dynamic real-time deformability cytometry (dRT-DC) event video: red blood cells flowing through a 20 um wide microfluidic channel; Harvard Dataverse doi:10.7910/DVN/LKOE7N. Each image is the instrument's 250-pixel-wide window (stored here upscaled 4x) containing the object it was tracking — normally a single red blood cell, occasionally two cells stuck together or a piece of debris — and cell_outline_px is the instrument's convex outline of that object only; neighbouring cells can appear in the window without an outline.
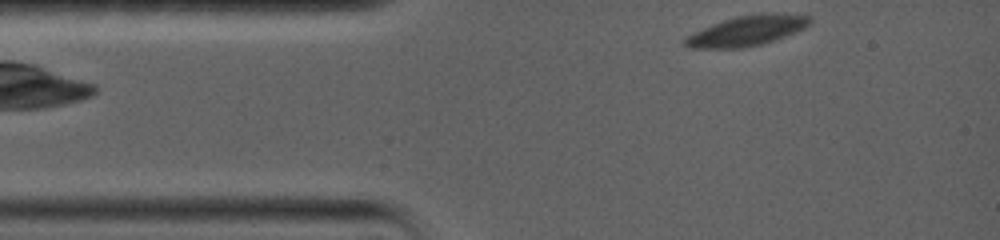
{"species": "common noctule bat (a hibernating species)", "species_latin": "Nyctalus noctula", "temperature_condition": "warm", "stored_images_in_passage": 38, "camera_frame_rate_fps": 5000, "um_per_image_px": 0.085, "animal": {"sex": "female", "body_mass_g": 19.0, "forearm_length_mm": 56.7}, "frame": {"image": 1, "passage_image": 1, "time_ms": 0.0, "image_size_px": [1000, 240], "cell_outline_px": [[812, 24], [796, 32], [776, 40], [760, 44], [740, 48], [688, 48], [684, 44], [684, 36], [712, 24], [736, 16], [760, 12], [776, 12], [812, 16]], "centroid_in_image_um": [63.53, 2.59], "position_along_channel_um": 21.5, "area_um2": 22.31}}
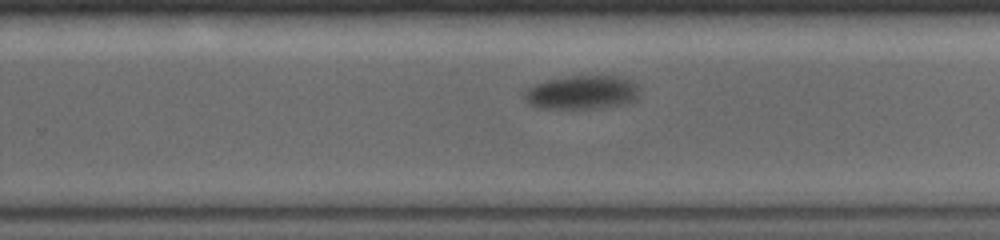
{"frame": {"image": 2, "passage_image": 20, "time_ms": 9.4, "image_size_px": [1000, 240], "cell_outline_px": [[640, 88], [636, 100], [628, 104], [596, 108], [536, 108], [528, 104], [524, 100], [524, 92], [528, 88], [536, 84], [548, 80], [572, 76], [616, 76], [632, 80]], "centroid_in_image_um": [49.49, 7.86], "position_along_channel_um": 280.3, "area_um2": 22.77}}
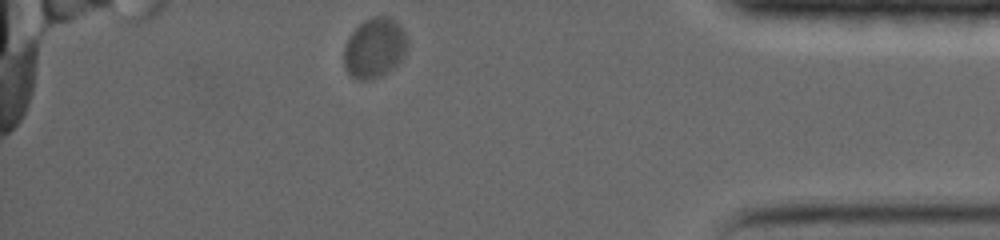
{"frame": {"image": 3, "passage_image": 38, "time_ms": 14.4, "image_size_px": [1000, 240], "cell_outline_px": [[408, 48], [404, 56], [396, 68], [372, 80], [360, 80], [352, 76], [344, 68], [344, 48], [352, 32], [364, 20], [372, 16], [388, 16], [396, 20], [400, 24], [408, 40]], "centroid_in_image_um": [31.88, 4.08], "position_along_channel_um": 403.3, "area_um2": 22.54}, "authors_computed_cell_mechanics": {"area_um2": 22.9177, "velocity_mm_per_s": 3.1584, "shape_relaxation_time_tau1_ms": 1.8444, "shape_relaxation_time_tau2_ms": null, "deformation_change_tau1": 0.081, "deformation_change_tau2": null}}